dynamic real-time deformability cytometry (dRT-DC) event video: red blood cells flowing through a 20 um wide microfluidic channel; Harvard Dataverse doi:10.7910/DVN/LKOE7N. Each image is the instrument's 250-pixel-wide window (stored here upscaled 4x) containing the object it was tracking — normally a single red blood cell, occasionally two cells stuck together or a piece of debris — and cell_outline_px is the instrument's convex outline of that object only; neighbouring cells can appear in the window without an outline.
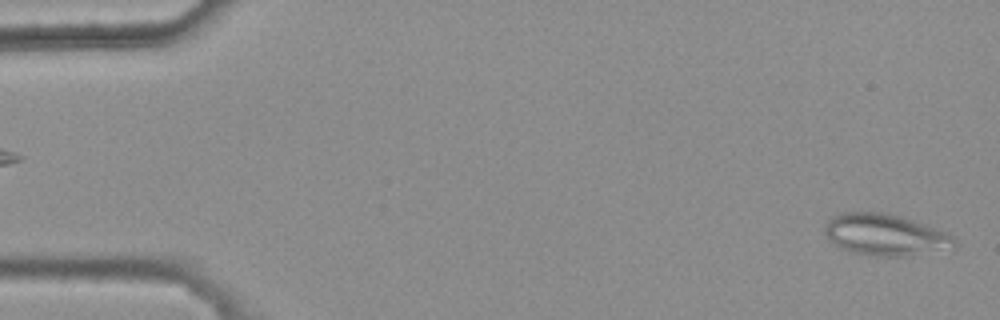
{"species": "common noctule bat (a hibernating species)", "species_latin": "Nyctalus noctula", "temperature_condition": "warm", "stored_images_in_passage": 6, "camera_frame_rate_fps": 3000, "um_per_image_px": 0.085, "animal": {"sex": "female", "body_mass_g": 25.1}, "frame": {"image": 1, "passage_image": 6, "time_ms": 1.667, "image_size_px": [1000, 320], "cell_outline_px": [[956, 248], [904, 256], [872, 256], [848, 252], [840, 248], [824, 232], [824, 224], [832, 216], [844, 212], [880, 212], [904, 216], [944, 232], [952, 236], [956, 240]], "centroid_in_image_um": [75.23, 19.96], "position_along_channel_um": 9.8, "area_um2": 31.44}}